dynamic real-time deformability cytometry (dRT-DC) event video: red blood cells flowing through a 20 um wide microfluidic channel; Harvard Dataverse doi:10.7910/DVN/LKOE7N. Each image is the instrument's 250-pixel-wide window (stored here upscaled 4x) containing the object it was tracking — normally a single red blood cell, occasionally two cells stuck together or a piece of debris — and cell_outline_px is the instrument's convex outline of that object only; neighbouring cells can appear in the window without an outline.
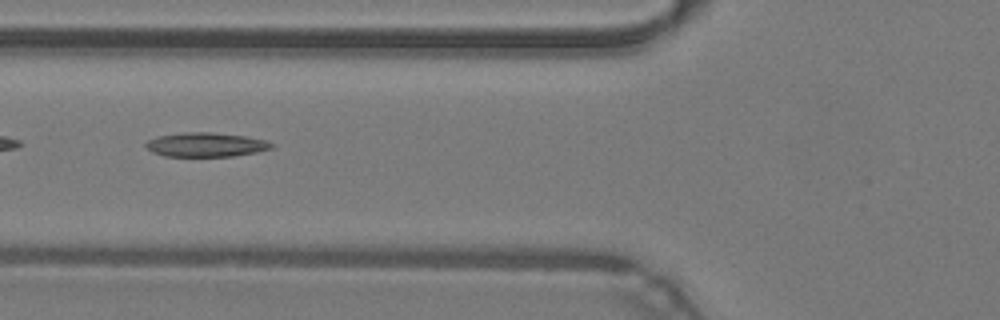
{"species": "common noctule bat (a hibernating species)", "species_latin": "Nyctalus noctula", "temperature_condition": "warm", "stored_images_in_passage": 35, "camera_frame_rate_fps": 3000, "um_per_image_px": 0.085, "animal": {"sex": "male", "body_mass_g": 19.2, "forearm_length_mm": 51.8}, "frame": {"image": 1, "passage_image": 6, "time_ms": 1.667, "image_size_px": [1000, 320], "cell_outline_px": [[276, 144], [272, 148], [256, 152], [232, 156], [164, 156], [152, 152], [144, 144], [148, 140], [156, 136], [184, 132], [212, 132], [244, 136], [264, 140]], "centroid_in_image_um": [17.48, 12.29], "position_along_channel_um": 108.3, "area_um2": 17.69}}
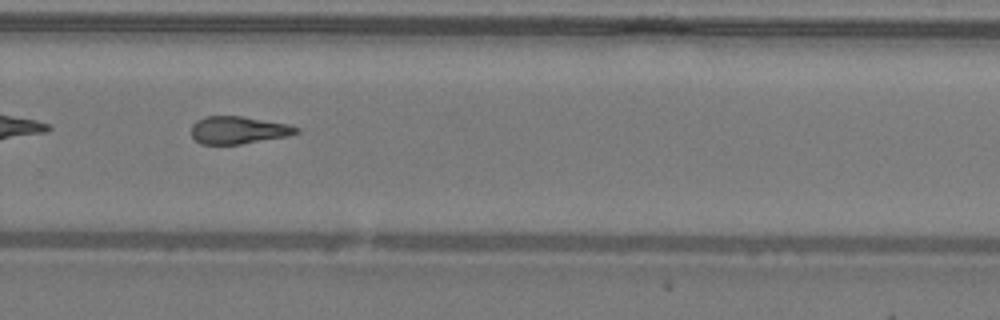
{"frame": {"image": 2, "passage_image": 20, "time_ms": 6.333, "image_size_px": [1000, 320], "cell_outline_px": [[300, 132], [288, 136], [240, 144], [200, 144], [192, 136], [192, 124], [196, 120], [204, 116], [240, 116], [288, 124], [300, 128]], "centroid_in_image_um": [20.25, 11.05], "position_along_channel_um": 309.5, "area_um2": 16.82}}
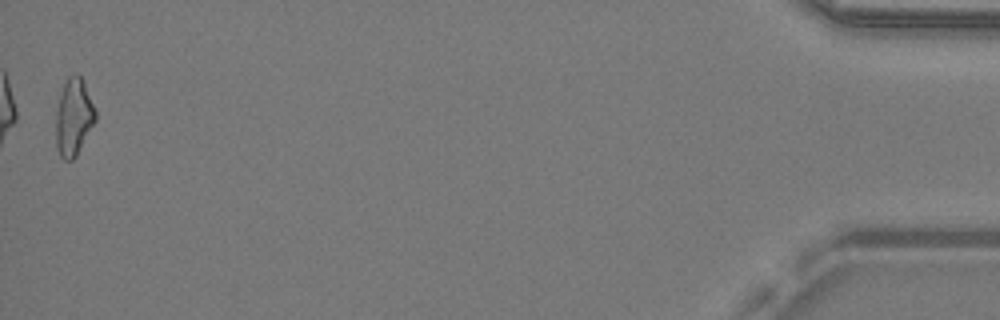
{"frame": {"image": 3, "passage_image": 35, "time_ms": 11.333, "image_size_px": [1000, 320], "cell_outline_px": [[96, 120], [76, 156], [72, 160], [64, 160], [60, 156], [56, 148], [56, 112], [60, 96], [64, 84], [68, 76], [76, 72], [84, 80], [96, 112]], "centroid_in_image_um": [6.26, 9.95], "position_along_channel_um": 428.9, "area_um2": 17.8}, "authors_computed_cell_mechanics": {"area_um2": 17.34, "velocity_mm_per_s": 4.3246, "shape_relaxation_time_tau1_ms": null, "shape_relaxation_time_tau2_ms": 8.0299, "deformation_change_tau1": null, "deformation_change_tau2": 0.2133}}